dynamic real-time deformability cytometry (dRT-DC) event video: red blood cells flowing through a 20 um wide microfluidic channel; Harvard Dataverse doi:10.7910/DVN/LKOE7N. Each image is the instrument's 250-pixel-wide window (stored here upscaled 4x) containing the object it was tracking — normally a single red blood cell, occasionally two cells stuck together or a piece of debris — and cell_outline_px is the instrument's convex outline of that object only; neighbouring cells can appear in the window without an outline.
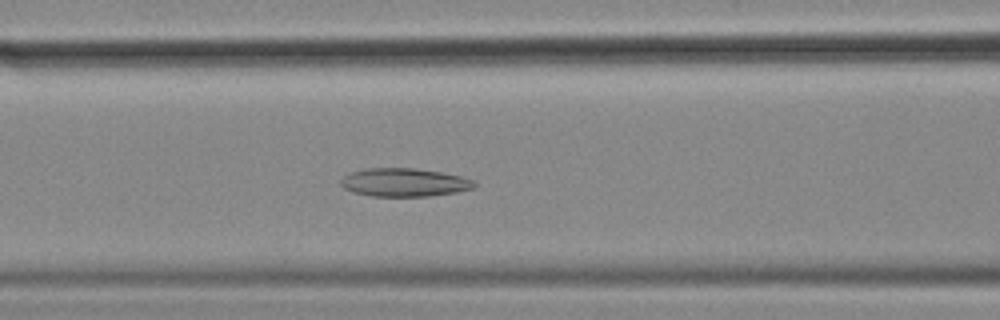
{"species": "common noctule bat (a hibernating species)", "species_latin": "Nyctalus noctula", "temperature_condition": "cold", "stored_images_in_passage": 51, "camera_frame_rate_fps": 3000, "um_per_image_px": 0.085, "animal": {"sex": "female", "body_mass_g": 18.4}, "frame": {"image": 1, "passage_image": 18, "time_ms": 5.667, "image_size_px": [1000, 320], "cell_outline_px": [[476, 188], [456, 192], [428, 196], [372, 196], [352, 192], [344, 188], [340, 184], [340, 180], [344, 176], [352, 172], [368, 168], [416, 168], [444, 172], [460, 176], [472, 180], [476, 184]], "centroid_in_image_um": [34.37, 15.5], "position_along_channel_um": 132.2, "area_um2": 22.08}}
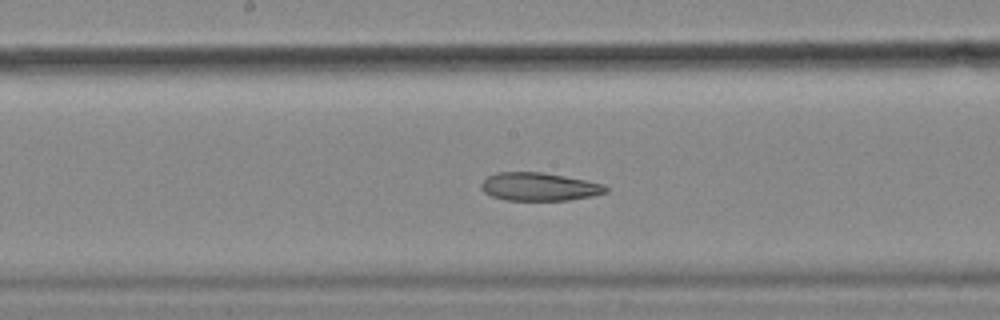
{"frame": {"image": 2, "passage_image": 24, "time_ms": 7.667, "image_size_px": [1000, 320], "cell_outline_px": [[608, 192], [592, 196], [568, 200], [504, 200], [492, 196], [484, 192], [480, 188], [480, 184], [488, 176], [496, 172], [540, 172], [564, 176], [604, 184], [608, 188]], "centroid_in_image_um": [45.81, 15.87], "position_along_channel_um": 202.4, "area_um2": 20.4}}
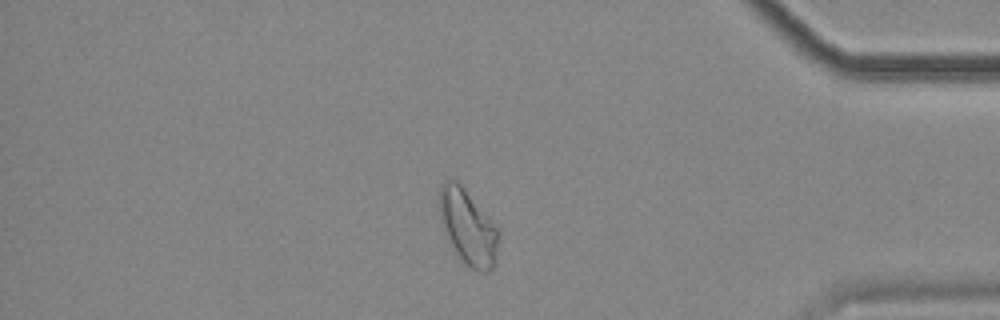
{"frame": {"image": 3, "passage_image": 43, "time_ms": 14.0, "image_size_px": [1000, 320], "cell_outline_px": [[500, 232], [496, 264], [488, 272], [480, 272], [460, 264], [456, 256], [440, 220], [440, 184], [444, 180], [456, 180], [464, 188], [488, 216]], "centroid_in_image_um": [39.79, 19.38], "position_along_channel_um": 395.4, "area_um2": 26.18}, "authors_computed_cell_mechanics": {"area_um2": 24.276, "velocity_mm_per_s": 3.5229, "shape_relaxation_time_tau1_ms": null, "shape_relaxation_time_tau2_ms": 5.8179, "deformation_change_tau1": null, "deformation_change_tau2": 0.1217}}